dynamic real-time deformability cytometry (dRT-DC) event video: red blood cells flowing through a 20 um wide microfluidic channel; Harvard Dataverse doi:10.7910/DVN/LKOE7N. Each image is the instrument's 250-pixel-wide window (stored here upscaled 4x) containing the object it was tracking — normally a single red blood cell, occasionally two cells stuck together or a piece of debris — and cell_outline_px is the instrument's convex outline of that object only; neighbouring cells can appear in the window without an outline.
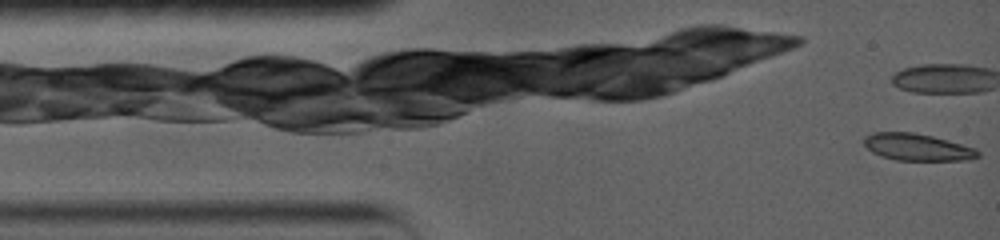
{"species": "common noctule bat (a hibernating species)", "species_latin": "Nyctalus noctula", "temperature_condition": "warm", "stored_images_in_passage": 7, "camera_frame_rate_fps": 5000, "um_per_image_px": 0.085, "animal": {"sex": "female", "body_mass_g": 19.0, "forearm_length_mm": 56.7}, "frame": {"image": 1, "passage_image": 1, "time_ms": 0.0, "image_size_px": [1000, 240], "cell_outline_px": [[980, 156], [964, 160], [896, 160], [880, 156], [872, 152], [864, 144], [864, 136], [872, 132], [912, 132], [932, 136], [948, 140], [976, 148], [980, 152]], "centroid_in_image_um": [77.95, 12.5], "position_along_channel_um": 7.0, "area_um2": 17.92}}